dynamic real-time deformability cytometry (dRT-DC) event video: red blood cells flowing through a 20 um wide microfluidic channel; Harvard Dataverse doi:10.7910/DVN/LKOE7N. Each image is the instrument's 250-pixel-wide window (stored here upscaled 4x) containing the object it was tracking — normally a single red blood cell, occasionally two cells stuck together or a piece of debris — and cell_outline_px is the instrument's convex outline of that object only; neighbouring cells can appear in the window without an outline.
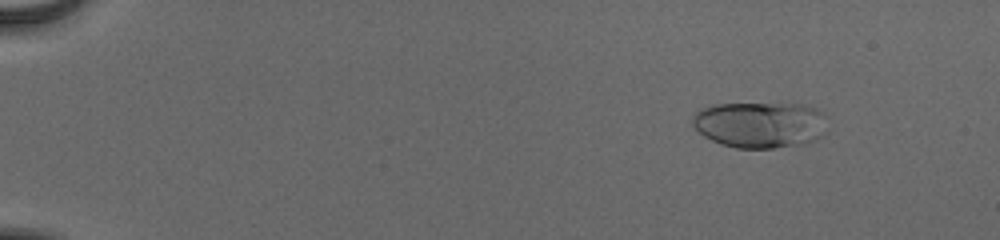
{"species": "human", "species_latin": "Homo sapiens", "temperature_condition": "cold", "stored_images_in_passage": 56, "camera_frame_rate_fps": 3000, "um_per_image_px": 0.085, "donor": {"sex": "male"}, "frame": {"image": 1, "passage_image": 8, "time_ms": 2.333, "image_size_px": [1000, 240], "cell_outline_px": [[824, 136], [804, 144], [772, 148], [736, 148], [720, 144], [704, 136], [692, 124], [692, 120], [696, 112], [700, 108], [712, 104], [804, 104], [816, 108], [820, 112]], "centroid_in_image_um": [64.54, 10.6], "position_along_channel_um": 20.5, "area_um2": 36.01}}
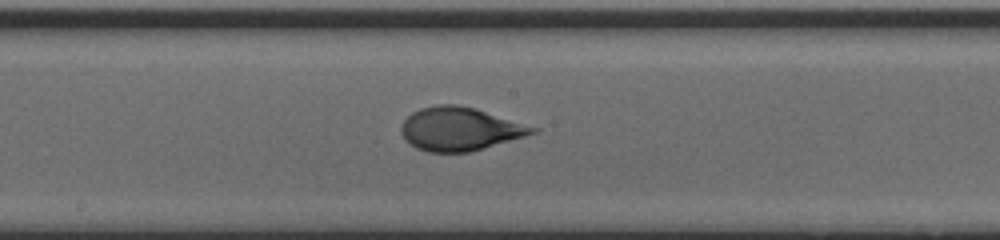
{"frame": {"image": 2, "passage_image": 33, "time_ms": 10.667, "image_size_px": [1000, 240], "cell_outline_px": [[540, 128], [536, 132], [524, 136], [468, 152], [428, 152], [416, 148], [404, 140], [400, 132], [400, 128], [404, 120], [412, 112], [420, 108], [436, 104], [456, 104], [476, 108]], "centroid_in_image_um": [39.05, 10.94], "position_along_channel_um": 209.2, "area_um2": 33.18}}
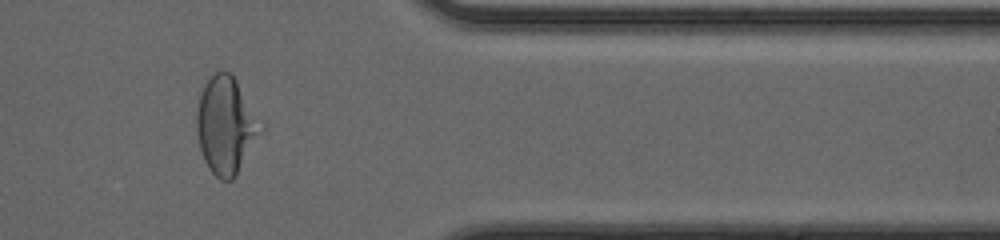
{"frame": {"image": 3, "passage_image": 48, "time_ms": 15.667, "image_size_px": [1000, 240], "cell_outline_px": [[264, 128], [236, 176], [232, 180], [220, 180], [208, 168], [204, 160], [200, 148], [196, 132], [196, 112], [200, 96], [204, 84], [216, 72], [228, 72], [236, 80]], "centroid_in_image_um": [19.18, 10.7], "position_along_channel_um": 392.2, "area_um2": 35.78}, "authors_computed_cell_mechanics": {"area_um2": 33.1772, "velocity_mm_per_s": 3.8925, "shape_relaxation_time_tau1_ms": 6.7924, "shape_relaxation_time_tau2_ms": null, "deformation_change_tau1": 0.2463, "deformation_change_tau2": null}}